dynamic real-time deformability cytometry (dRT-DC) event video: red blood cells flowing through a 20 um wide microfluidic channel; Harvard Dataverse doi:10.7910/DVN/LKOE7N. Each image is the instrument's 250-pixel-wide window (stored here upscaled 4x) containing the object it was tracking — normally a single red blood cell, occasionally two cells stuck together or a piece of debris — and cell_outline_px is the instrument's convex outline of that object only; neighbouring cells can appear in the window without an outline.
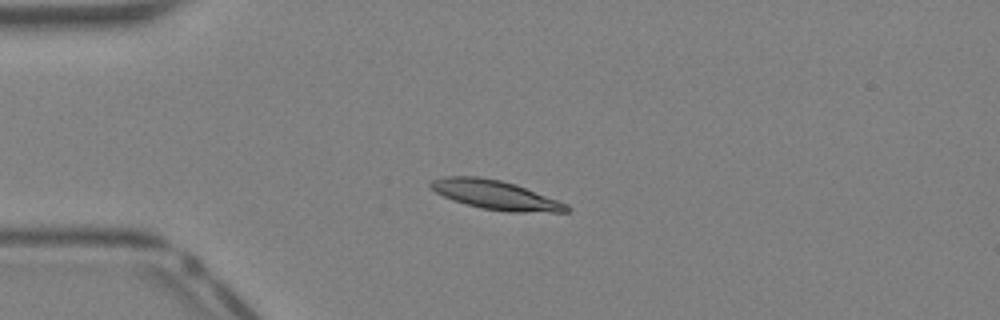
{"species": "Egyptian fruit bat (a non-hibernating species)", "species_latin": "Rousettus aegyptiacus", "temperature_condition": "warm", "stored_images_in_passage": 31, "camera_frame_rate_fps": 3000, "um_per_image_px": 0.085, "animal": {"sex": "female"}, "frame": {"image": 1, "passage_image": 1, "time_ms": 0.0, "image_size_px": [1000, 320], "cell_outline_px": [[572, 208], [568, 212], [508, 212], [480, 208], [452, 200], [436, 192], [428, 184], [432, 180], [444, 176], [480, 176], [500, 180], [516, 184], [568, 204]], "centroid_in_image_um": [42.13, 16.57], "position_along_channel_um": 42.9, "area_um2": 23.18}}
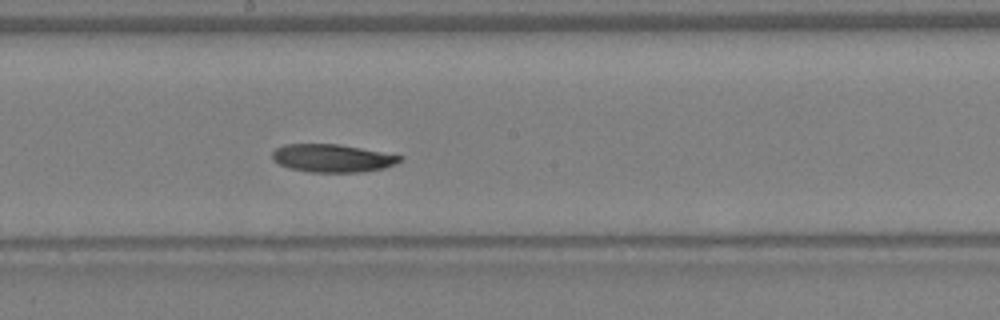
{"frame": {"image": 2, "passage_image": 13, "time_ms": 4.0, "image_size_px": [1000, 320], "cell_outline_px": [[404, 156], [396, 164], [384, 168], [360, 172], [308, 172], [288, 168], [272, 160], [272, 152], [276, 148], [284, 144], [336, 144], [360, 148]], "centroid_in_image_um": [28.22, 13.45], "position_along_channel_um": 220.0, "area_um2": 20.75}}
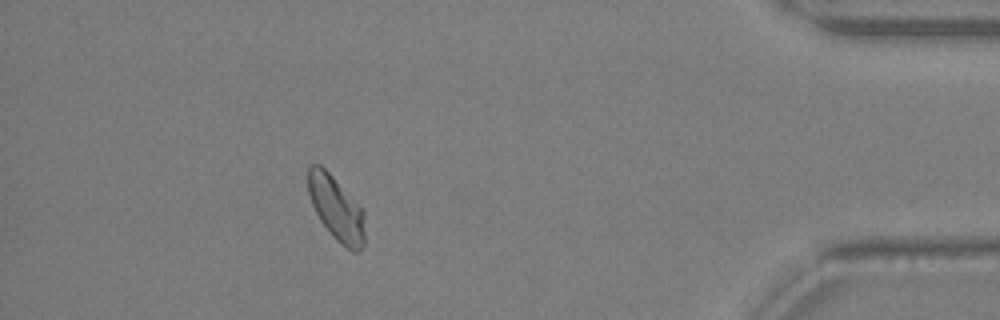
{"frame": {"image": 3, "passage_image": 27, "time_ms": 8.667, "image_size_px": [1000, 320], "cell_outline_px": [[364, 244], [360, 252], [352, 252], [336, 240], [332, 236], [320, 220], [312, 204], [308, 192], [308, 164], [320, 164], [360, 204], [364, 212]], "centroid_in_image_um": [28.6, 17.72], "position_along_channel_um": 406.6, "area_um2": 21.39}}